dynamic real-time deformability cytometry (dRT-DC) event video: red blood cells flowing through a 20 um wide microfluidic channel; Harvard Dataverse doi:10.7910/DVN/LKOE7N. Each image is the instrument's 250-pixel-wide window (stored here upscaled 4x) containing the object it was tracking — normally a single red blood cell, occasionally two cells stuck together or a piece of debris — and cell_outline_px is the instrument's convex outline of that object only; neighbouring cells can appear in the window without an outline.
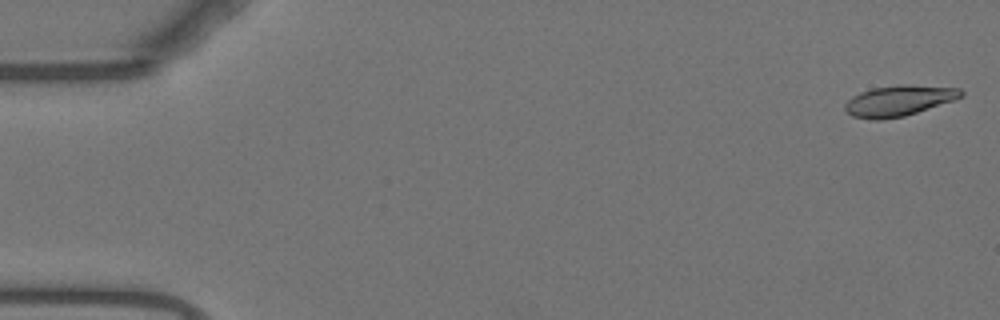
{"species": "Egyptian fruit bat (a non-hibernating species)", "species_latin": "Rousettus aegyptiacus", "temperature_condition": "warm", "stored_images_in_passage": 7, "camera_frame_rate_fps": 3000, "um_per_image_px": 0.085, "animal": {"sex": "female"}, "frame": {"image": 1, "passage_image": 1, "time_ms": 0.0, "image_size_px": [1000, 320], "cell_outline_px": [[964, 96], [956, 100], [904, 116], [880, 120], [872, 120], [852, 116], [844, 108], [844, 104], [852, 96], [860, 92], [872, 88], [900, 84], [908, 84], [960, 88], [964, 92]], "centroid_in_image_um": [76.43, 8.55], "position_along_channel_um": 8.6, "area_um2": 20.98}}